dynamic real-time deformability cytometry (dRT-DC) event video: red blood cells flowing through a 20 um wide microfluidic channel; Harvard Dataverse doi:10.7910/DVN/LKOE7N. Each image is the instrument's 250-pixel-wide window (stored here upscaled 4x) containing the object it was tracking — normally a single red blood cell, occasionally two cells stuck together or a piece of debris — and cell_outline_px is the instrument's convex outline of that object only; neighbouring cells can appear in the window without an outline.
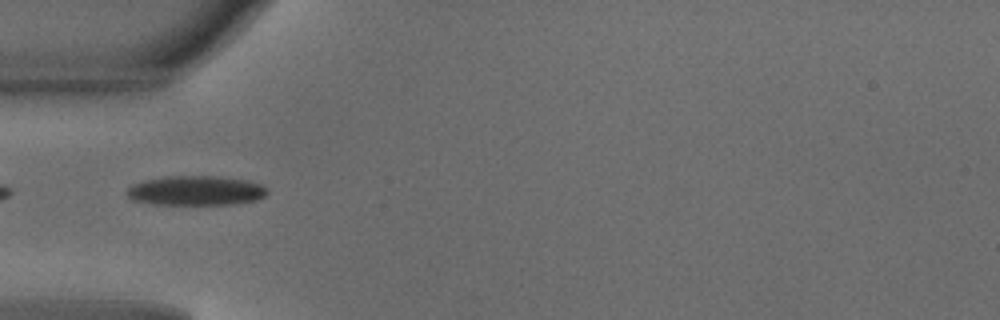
{"species": "common noctule bat (a hibernating species)", "species_latin": "Nyctalus noctula", "temperature_condition": "warm", "stored_images_in_passage": 41, "camera_frame_rate_fps": 3000, "um_per_image_px": 0.085, "animal": {"sex": "male", "body_mass_g": 18.8}, "frame": {"image": 1, "passage_image": 9, "time_ms": 2.667, "image_size_px": [1000, 320], "cell_outline_px": [[268, 192], [264, 196], [256, 200], [232, 204], [152, 204], [132, 200], [124, 192], [132, 184], [144, 180], [168, 176], [216, 176], [248, 180], [260, 184], [268, 188]], "centroid_in_image_um": [16.63, 16.2], "position_along_channel_um": 68.4, "area_um2": 24.28}}
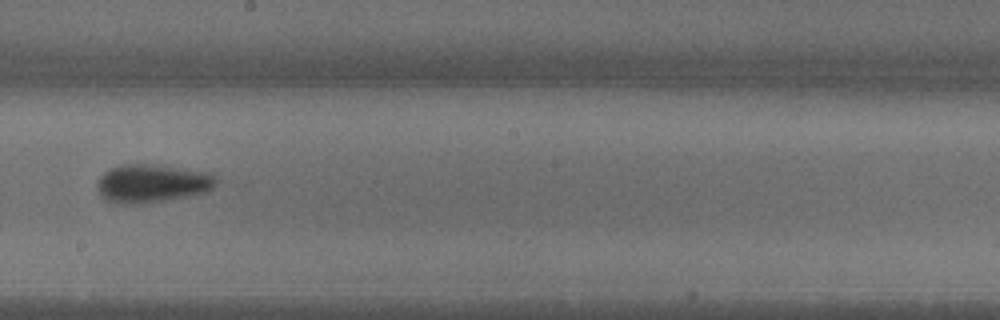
{"frame": {"image": 2, "passage_image": 21, "time_ms": 6.667, "image_size_px": [1000, 320], "cell_outline_px": [[216, 184], [212, 188], [204, 192], [188, 196], [164, 200], [132, 204], [116, 204], [100, 196], [96, 188], [96, 184], [100, 176], [104, 172], [120, 164], [152, 164], [212, 172], [216, 176]], "centroid_in_image_um": [12.9, 15.58], "position_along_channel_um": 235.3, "area_um2": 26.65}}
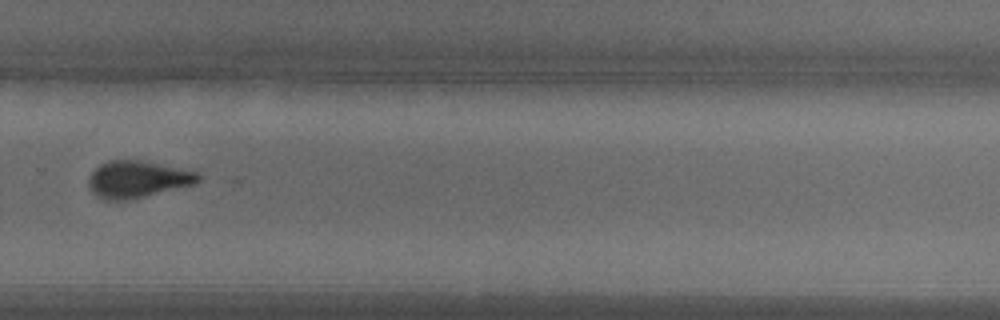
{"frame": {"image": 3, "passage_image": 27, "time_ms": 8.667, "image_size_px": [1000, 320], "cell_outline_px": [[200, 180], [196, 184], [124, 200], [104, 200], [96, 196], [92, 192], [88, 184], [88, 180], [92, 172], [100, 164], [108, 160], [140, 160], [200, 172]], "centroid_in_image_um": [11.68, 15.23], "position_along_channel_um": 318.1, "area_um2": 23.41}, "authors_computed_cell_mechanics": {"area_um2": 24.276, "velocity_mm_per_s": 4.1516, "shape_relaxation_time_tau1_ms": 2.8525, "shape_relaxation_time_tau2_ms": 6.9328, "deformation_change_tau1": 0.1643, "deformation_change_tau2": 0.1254}}